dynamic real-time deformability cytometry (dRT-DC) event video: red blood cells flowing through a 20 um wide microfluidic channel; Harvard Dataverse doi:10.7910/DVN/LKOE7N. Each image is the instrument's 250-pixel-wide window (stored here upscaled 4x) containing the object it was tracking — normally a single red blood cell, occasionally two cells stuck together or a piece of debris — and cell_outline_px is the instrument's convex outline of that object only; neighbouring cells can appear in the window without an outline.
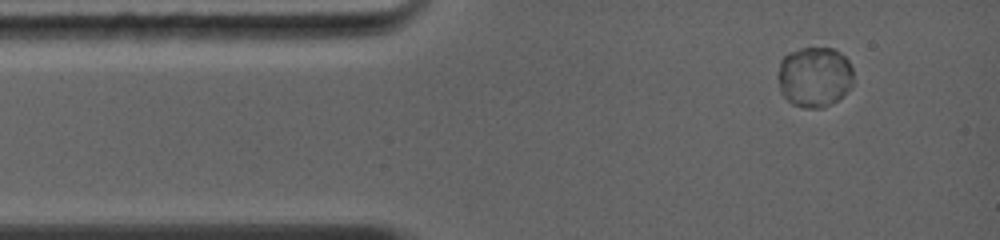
{"species": "common noctule bat (a hibernating species)", "species_latin": "Nyctalus noctula", "temperature_condition": "warm", "stored_images_in_passage": 8, "camera_frame_rate_fps": 5000, "um_per_image_px": 0.085, "animal": {"sex": "female", "body_mass_g": 19.0, "forearm_length_mm": 56.7}, "frame": {"image": 1, "passage_image": 1, "time_ms": 0.0, "image_size_px": [1000, 240], "cell_outline_px": [[852, 84], [836, 100], [824, 108], [804, 108], [792, 104], [780, 92], [780, 60], [788, 52], [800, 48], [832, 48], [840, 52], [848, 60], [852, 68]], "centroid_in_image_um": [69.23, 6.52], "position_along_channel_um": 15.8, "area_um2": 26.3}}
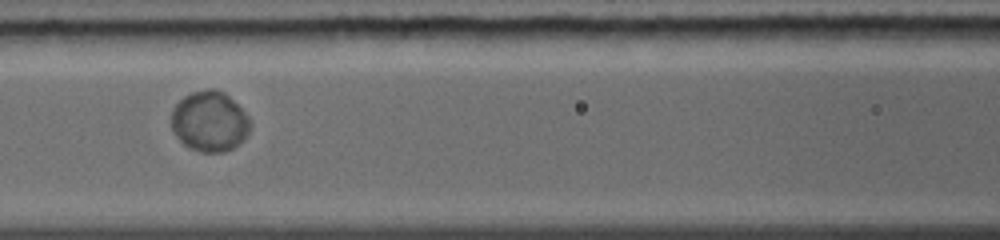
{"frame": {"image": 2, "passage_image": 5, "time_ms": 4.2, "image_size_px": [1000, 240], "cell_outline_px": [[248, 132], [232, 148], [224, 152], [200, 152], [188, 148], [176, 136], [172, 128], [172, 108], [184, 96], [192, 92], [208, 88], [216, 88], [224, 92], [248, 116]], "centroid_in_image_um": [17.76, 10.3], "position_along_channel_um": 148.8, "area_um2": 27.34}}
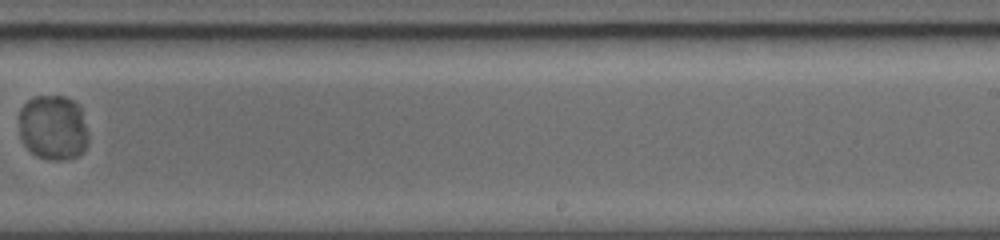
{"frame": {"image": 3, "passage_image": 8, "time_ms": 7.4, "image_size_px": [1000, 240], "cell_outline_px": [[88, 140], [84, 148], [76, 156], [60, 160], [48, 160], [36, 156], [20, 140], [20, 108], [28, 100], [36, 96], [64, 96], [72, 100], [80, 108], [88, 136]], "centroid_in_image_um": [4.49, 10.84], "position_along_channel_um": 284.5, "area_um2": 26.07}}